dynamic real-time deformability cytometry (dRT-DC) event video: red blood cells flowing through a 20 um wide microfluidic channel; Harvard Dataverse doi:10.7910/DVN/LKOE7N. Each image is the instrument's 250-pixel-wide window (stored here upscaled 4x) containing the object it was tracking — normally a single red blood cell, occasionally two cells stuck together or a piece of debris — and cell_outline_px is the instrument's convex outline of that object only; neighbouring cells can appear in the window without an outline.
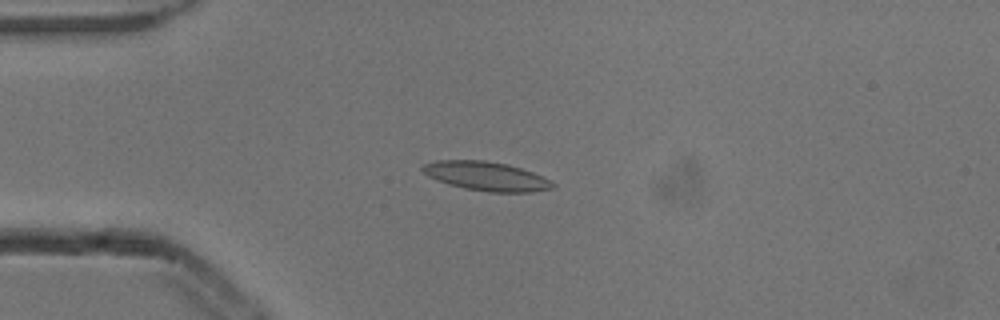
{"species": "common noctule bat (a hibernating species)", "species_latin": "Nyctalus noctula", "temperature_condition": "cold", "stored_images_in_passage": 4, "camera_frame_rate_fps": 3000, "um_per_image_px": 0.085, "animal": {"sex": "male", "body_mass_g": 13.3}, "frame": {"image": 1, "passage_image": 3, "time_ms": 0.667, "image_size_px": [1000, 320], "cell_outline_px": [[556, 188], [532, 192], [488, 192], [464, 188], [448, 184], [436, 180], [428, 176], [420, 168], [424, 164], [436, 160], [484, 160], [508, 164], [532, 172], [556, 184]], "centroid_in_image_um": [41.32, 14.98], "position_along_channel_um": 43.7, "area_um2": 22.02}}